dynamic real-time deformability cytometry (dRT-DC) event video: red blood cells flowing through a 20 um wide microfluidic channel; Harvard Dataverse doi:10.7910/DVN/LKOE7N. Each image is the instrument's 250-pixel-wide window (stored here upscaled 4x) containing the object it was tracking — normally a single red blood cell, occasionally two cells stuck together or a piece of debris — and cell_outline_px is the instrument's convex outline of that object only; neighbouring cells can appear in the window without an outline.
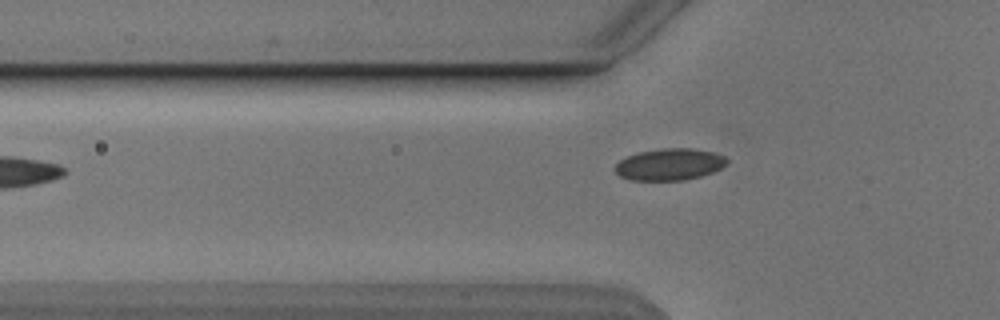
{"species": "Egyptian fruit bat (a non-hibernating species)", "species_latin": "Rousettus aegyptiacus", "temperature_condition": "cold", "stored_images_in_passage": 6, "camera_frame_rate_fps": 3000, "um_per_image_px": 0.085, "animal": {"sex": "male"}, "frame": {"image": 1, "passage_image": 6, "time_ms": 7.0, "image_size_px": [1000, 320], "cell_outline_px": [[728, 164], [712, 172], [700, 176], [684, 180], [632, 180], [620, 176], [616, 172], [616, 164], [620, 160], [628, 156], [640, 152], [660, 148], [692, 148], [712, 152], [724, 156], [728, 160]], "centroid_in_image_um": [56.93, 13.97], "position_along_channel_um": 68.9, "area_um2": 20.52}}